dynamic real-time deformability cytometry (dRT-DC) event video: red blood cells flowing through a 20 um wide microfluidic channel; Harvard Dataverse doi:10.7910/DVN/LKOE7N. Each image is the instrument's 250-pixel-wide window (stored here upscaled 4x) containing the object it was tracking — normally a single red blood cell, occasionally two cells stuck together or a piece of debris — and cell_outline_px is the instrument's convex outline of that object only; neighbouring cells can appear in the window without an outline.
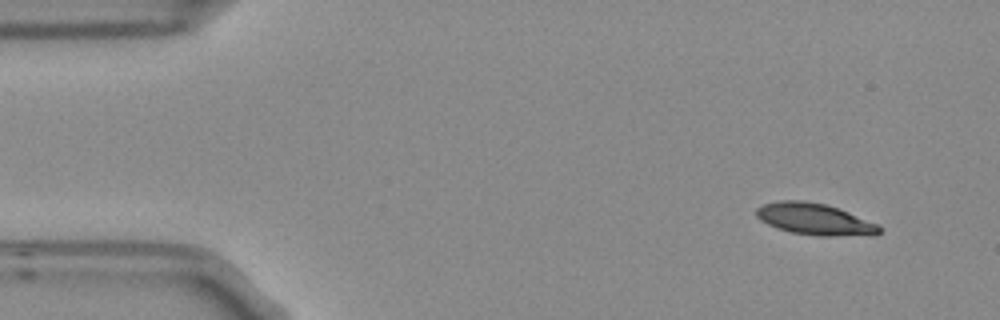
{"species": "Egyptian fruit bat (a non-hibernating species)", "species_latin": "Rousettus aegyptiacus", "temperature_condition": "room temperature", "stored_images_in_passage": 4, "camera_frame_rate_fps": 3000, "um_per_image_px": 0.085, "frame": {"image": 1, "passage_image": 1, "time_ms": 0.0, "image_size_px": [1000, 320], "cell_outline_px": [[880, 232], [876, 236], [816, 236], [792, 232], [776, 228], [760, 220], [756, 216], [756, 208], [764, 204], [780, 200], [804, 200], [828, 204], [880, 224]], "centroid_in_image_um": [69.3, 18.63], "position_along_channel_um": 15.7, "area_um2": 23.06}}
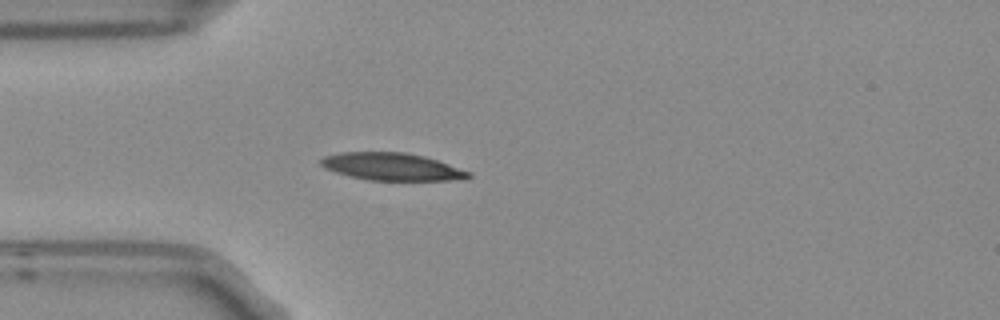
{"frame": {"image": 2, "passage_image": 4, "time_ms": 1.0, "image_size_px": [1000, 320], "cell_outline_px": [[472, 176], [448, 180], [368, 180], [336, 172], [324, 168], [320, 164], [320, 160], [324, 156], [340, 152], [404, 152], [424, 156], [472, 172]], "centroid_in_image_um": [33.27, 14.16], "position_along_channel_um": 51.7, "area_um2": 23.35}}